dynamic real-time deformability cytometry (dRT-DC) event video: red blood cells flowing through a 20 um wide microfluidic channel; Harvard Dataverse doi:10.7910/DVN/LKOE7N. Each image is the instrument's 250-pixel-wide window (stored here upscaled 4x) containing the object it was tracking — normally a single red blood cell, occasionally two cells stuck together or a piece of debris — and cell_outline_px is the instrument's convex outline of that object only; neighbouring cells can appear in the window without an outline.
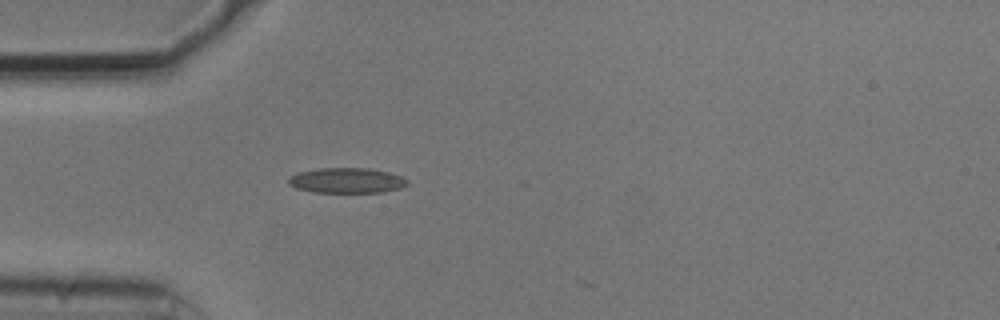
{"species": "common noctule bat (a hibernating species)", "species_latin": "Nyctalus noctula", "temperature_condition": "cold", "stored_images_in_passage": 4, "camera_frame_rate_fps": 3000, "um_per_image_px": 0.085, "animal": {"sex": "male", "body_mass_g": 20.5, "forearm_length_mm": 52.5}, "frame": {"image": 1, "passage_image": 1, "time_ms": 0.0, "image_size_px": [1000, 320], "cell_outline_px": [[408, 184], [400, 188], [384, 192], [312, 192], [296, 188], [288, 184], [288, 180], [292, 176], [300, 172], [320, 168], [368, 168], [388, 172], [400, 176], [408, 180]], "centroid_in_image_um": [29.48, 15.34], "position_along_channel_um": 55.5, "area_um2": 17.34}}